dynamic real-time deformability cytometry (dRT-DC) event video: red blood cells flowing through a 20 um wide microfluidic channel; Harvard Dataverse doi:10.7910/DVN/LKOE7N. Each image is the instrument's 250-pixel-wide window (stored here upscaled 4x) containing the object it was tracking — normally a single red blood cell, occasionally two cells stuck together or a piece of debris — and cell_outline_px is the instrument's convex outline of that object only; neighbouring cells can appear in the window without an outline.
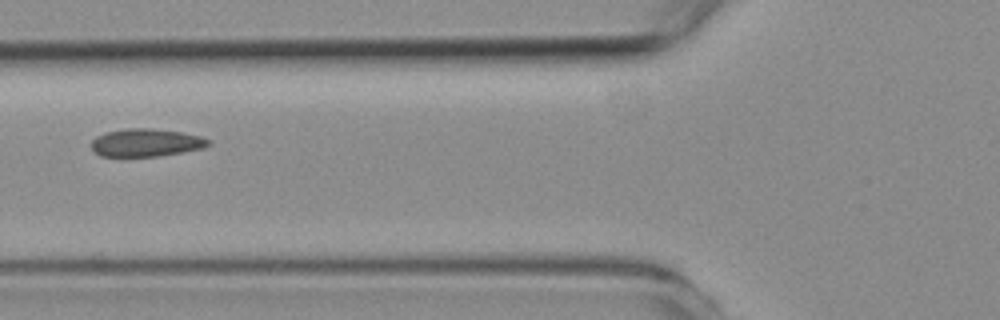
{"species": "common noctule bat (a hibernating species)", "species_latin": "Nyctalus noctula", "temperature_condition": "room temperature", "stored_images_in_passage": 6, "camera_frame_rate_fps": 3000, "um_per_image_px": 0.085, "animal": {"sex": "female", "body_mass_g": 19.3, "forearm_length_mm": 54.1}, "frame": {"image": 1, "passage_image": 6, "time_ms": 6.667, "image_size_px": [1000, 320], "cell_outline_px": [[212, 140], [204, 148], [156, 156], [100, 156], [92, 152], [92, 140], [96, 136], [104, 132], [128, 128], [152, 128], [180, 132], [200, 136]], "centroid_in_image_um": [12.37, 12.12], "position_along_channel_um": 113.4, "area_um2": 18.96}}